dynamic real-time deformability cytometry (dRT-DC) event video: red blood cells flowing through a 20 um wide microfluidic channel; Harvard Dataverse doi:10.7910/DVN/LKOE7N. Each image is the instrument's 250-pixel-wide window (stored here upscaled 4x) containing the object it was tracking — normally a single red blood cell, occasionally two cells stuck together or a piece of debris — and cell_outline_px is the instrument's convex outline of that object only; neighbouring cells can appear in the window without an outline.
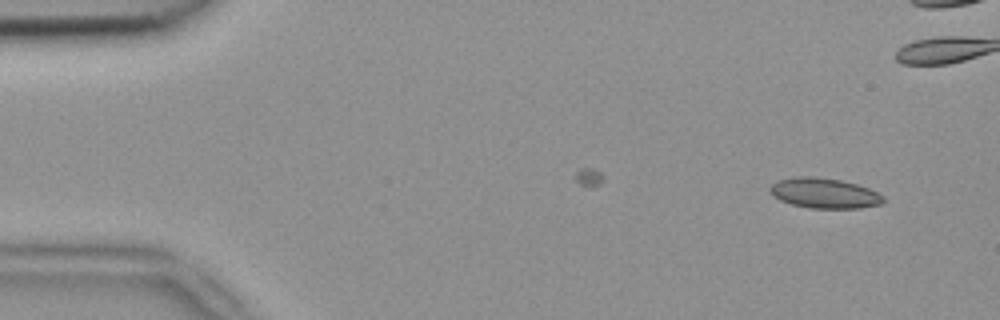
{"species": "common noctule bat (a hibernating species)", "species_latin": "Nyctalus noctula", "temperature_condition": "room temperature", "stored_images_in_passage": 10, "camera_frame_rate_fps": 3000, "um_per_image_px": 0.085, "animal": {"sex": "female", "body_mass_g": 18.4}, "frame": {"image": 1, "passage_image": 1, "time_ms": 0.0, "image_size_px": [1000, 320], "cell_outline_px": [[884, 200], [880, 204], [860, 208], [808, 208], [792, 204], [780, 200], [768, 192], [768, 188], [776, 180], [792, 176], [812, 176], [840, 180], [856, 184], [868, 188], [884, 196]], "centroid_in_image_um": [70.01, 16.41], "position_along_channel_um": 15.0, "area_um2": 20.06}}
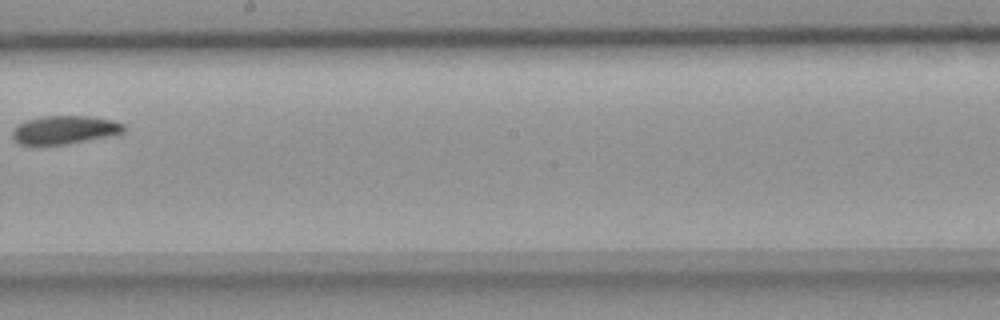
{"frame": {"image": 2, "passage_image": 9, "time_ms": 2.667, "image_size_px": [1000, 320], "cell_outline_px": [[128, 128], [124, 132], [64, 144], [20, 144], [12, 136], [12, 132], [20, 124], [28, 120], [44, 116], [88, 116], [112, 120], [124, 124]], "centroid_in_image_um": [5.52, 11.02], "position_along_channel_um": 242.7, "area_um2": 17.8}}
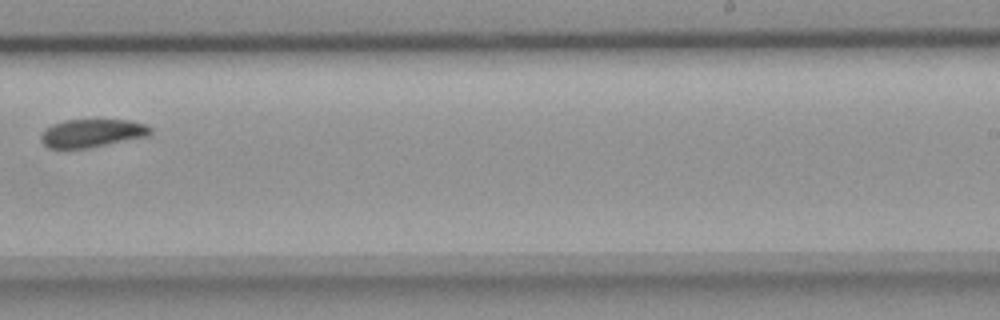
{"frame": {"image": 3, "passage_image": 10, "time_ms": 3.0, "image_size_px": [1000, 320], "cell_outline_px": [[152, 132], [148, 136], [88, 148], [48, 148], [40, 140], [40, 136], [44, 128], [52, 124], [64, 120], [128, 120], [144, 124], [152, 128]], "centroid_in_image_um": [7.79, 11.31], "position_along_channel_um": 281.2, "area_um2": 17.98}}